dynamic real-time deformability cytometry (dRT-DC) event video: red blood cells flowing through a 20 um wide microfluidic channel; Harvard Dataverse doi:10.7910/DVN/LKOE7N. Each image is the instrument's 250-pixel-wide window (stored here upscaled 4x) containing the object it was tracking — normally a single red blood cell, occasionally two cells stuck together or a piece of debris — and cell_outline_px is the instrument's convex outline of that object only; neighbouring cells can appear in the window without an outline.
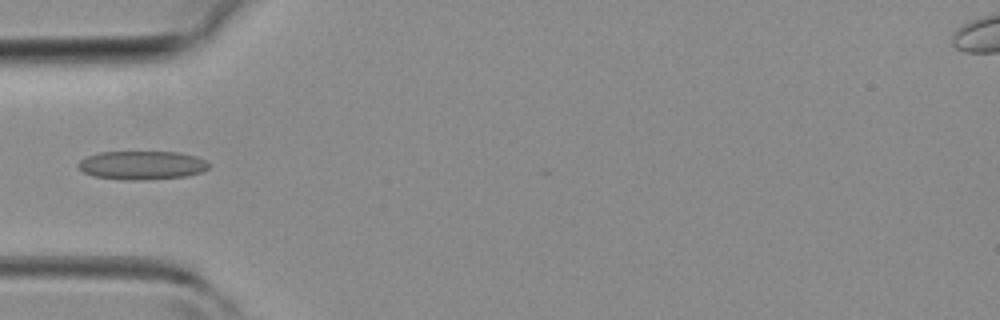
{"species": "common noctule bat (a hibernating species)", "species_latin": "Nyctalus noctula", "temperature_condition": "room temperature", "stored_images_in_passage": 9, "camera_frame_rate_fps": 3000, "um_per_image_px": 0.085, "animal": {"sex": "female", "body_mass_g": 19.3, "forearm_length_mm": 54.1}, "frame": {"image": 1, "passage_image": 7, "time_ms": 2.0, "image_size_px": [1000, 320], "cell_outline_px": [[212, 164], [204, 172], [188, 176], [148, 180], [124, 180], [92, 176], [84, 172], [76, 164], [80, 160], [88, 156], [100, 152], [180, 152], [196, 156]], "centroid_in_image_um": [12.11, 14.05], "position_along_channel_um": 72.9, "area_um2": 22.08}}